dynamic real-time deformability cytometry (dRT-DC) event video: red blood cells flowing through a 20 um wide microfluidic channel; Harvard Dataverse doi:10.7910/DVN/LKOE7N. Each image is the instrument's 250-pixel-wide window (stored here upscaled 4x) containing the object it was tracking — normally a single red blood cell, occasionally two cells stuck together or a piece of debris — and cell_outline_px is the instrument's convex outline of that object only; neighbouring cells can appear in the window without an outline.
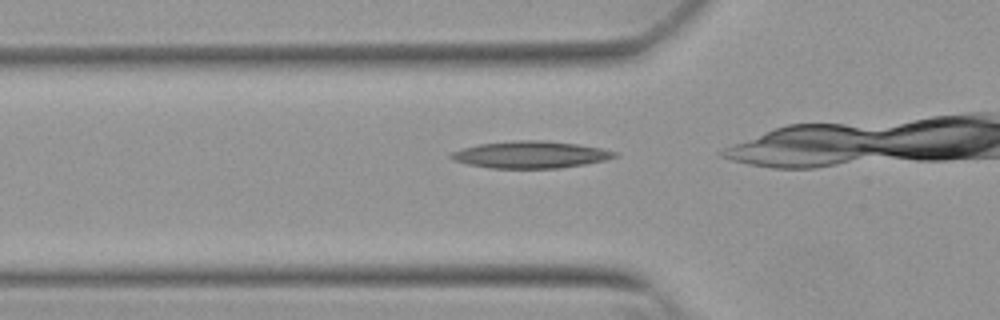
{"species": "Egyptian fruit bat (a non-hibernating species)", "species_latin": "Rousettus aegyptiacus", "temperature_condition": "warm", "stored_images_in_passage": 15, "camera_frame_rate_fps": 3000, "um_per_image_px": 0.085, "animal": {"sex": "female"}, "frame": {"image": 1, "passage_image": 3, "time_ms": 0.667, "image_size_px": [1000, 320], "cell_outline_px": [[620, 156], [604, 160], [584, 164], [560, 168], [488, 168], [468, 164], [452, 160], [448, 156], [452, 152], [476, 144], [516, 140], [544, 140], [576, 144], [600, 148], [616, 152]], "centroid_in_image_um": [45.07, 13.14], "position_along_channel_um": 80.7, "area_um2": 25.72}}
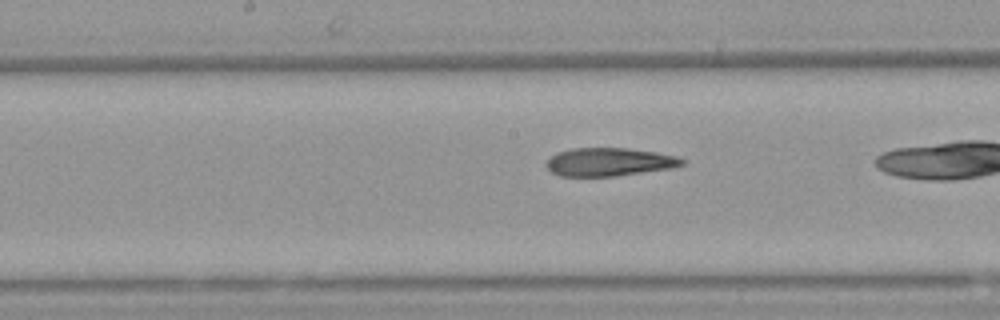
{"frame": {"image": 2, "passage_image": 12, "time_ms": 3.667, "image_size_px": [1000, 320], "cell_outline_px": [[684, 164], [672, 168], [616, 176], [560, 176], [552, 172], [544, 164], [556, 152], [572, 148], [628, 148], [656, 152], [676, 156], [684, 160]], "centroid_in_image_um": [51.77, 13.76], "position_along_channel_um": 196.4, "area_um2": 22.31}}